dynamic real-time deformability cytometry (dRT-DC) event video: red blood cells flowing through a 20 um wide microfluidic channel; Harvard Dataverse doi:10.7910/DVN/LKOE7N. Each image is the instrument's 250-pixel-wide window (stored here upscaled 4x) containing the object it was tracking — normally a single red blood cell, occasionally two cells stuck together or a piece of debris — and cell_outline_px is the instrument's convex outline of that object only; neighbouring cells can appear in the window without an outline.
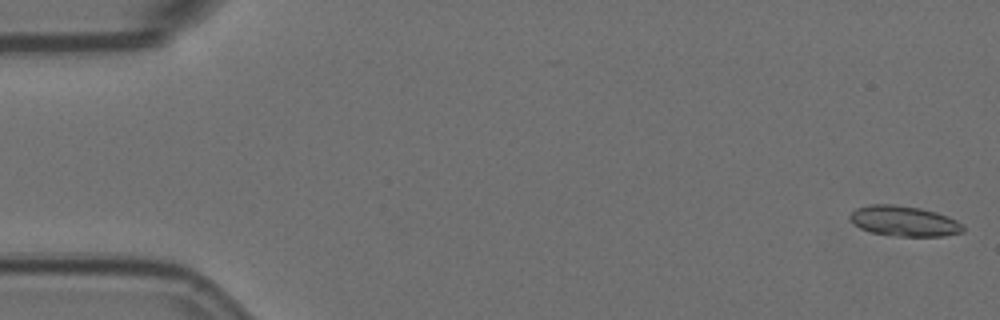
{"species": "Egyptian fruit bat (a non-hibernating species)", "species_latin": "Rousettus aegyptiacus", "temperature_condition": "room temperature", "stored_images_in_passage": 51, "camera_frame_rate_fps": 3000, "um_per_image_px": 0.085, "animal": {"sex": "female"}, "frame": {"image": 1, "passage_image": 1, "time_ms": 0.0, "image_size_px": [1000, 320], "cell_outline_px": [[964, 232], [944, 236], [900, 236], [872, 232], [860, 228], [848, 216], [856, 208], [868, 204], [896, 204], [920, 208], [936, 212], [948, 216], [956, 220], [964, 228]], "centroid_in_image_um": [76.86, 18.78], "position_along_channel_um": 8.1, "area_um2": 19.88}}
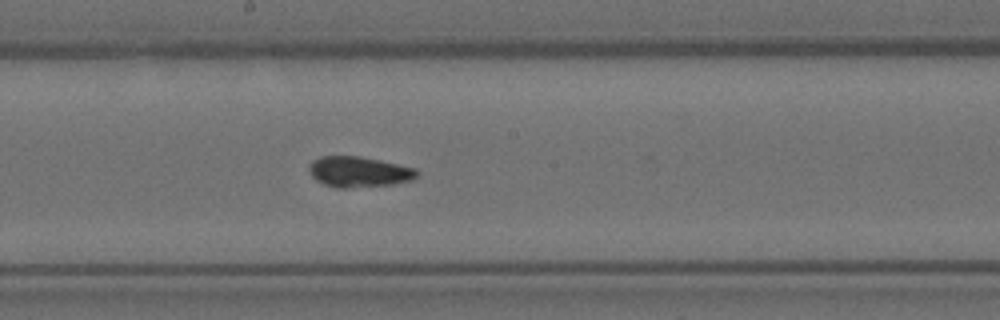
{"frame": {"image": 2, "passage_image": 30, "time_ms": 9.667, "image_size_px": [1000, 320], "cell_outline_px": [[420, 172], [412, 180], [392, 184], [344, 188], [336, 188], [324, 184], [316, 180], [312, 176], [308, 168], [312, 160], [320, 156], [360, 156], [380, 160], [416, 168]], "centroid_in_image_um": [30.5, 14.6], "position_along_channel_um": 217.7, "area_um2": 19.25}}
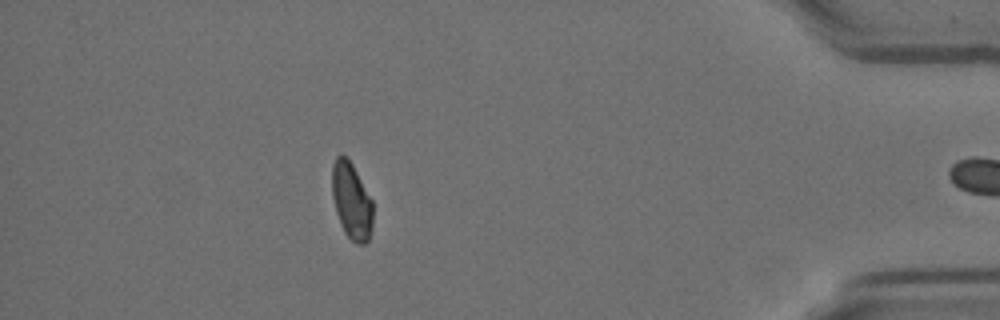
{"frame": {"image": 3, "passage_image": 50, "time_ms": 16.333, "image_size_px": [1000, 320], "cell_outline_px": [[372, 228], [368, 240], [364, 244], [356, 244], [344, 232], [336, 212], [332, 196], [332, 164], [336, 156], [340, 152], [352, 164], [372, 200]], "centroid_in_image_um": [29.86, 17.07], "position_along_channel_um": 405.3, "area_um2": 18.15}, "authors_computed_cell_mechanics": {"area_um2": 19.1896, "velocity_mm_per_s": 3.5742, "shape_relaxation_time_tau1_ms": null, "shape_relaxation_time_tau2_ms": 2.0025, "deformation_change_tau1": null, "deformation_change_tau2": 0.0759}}